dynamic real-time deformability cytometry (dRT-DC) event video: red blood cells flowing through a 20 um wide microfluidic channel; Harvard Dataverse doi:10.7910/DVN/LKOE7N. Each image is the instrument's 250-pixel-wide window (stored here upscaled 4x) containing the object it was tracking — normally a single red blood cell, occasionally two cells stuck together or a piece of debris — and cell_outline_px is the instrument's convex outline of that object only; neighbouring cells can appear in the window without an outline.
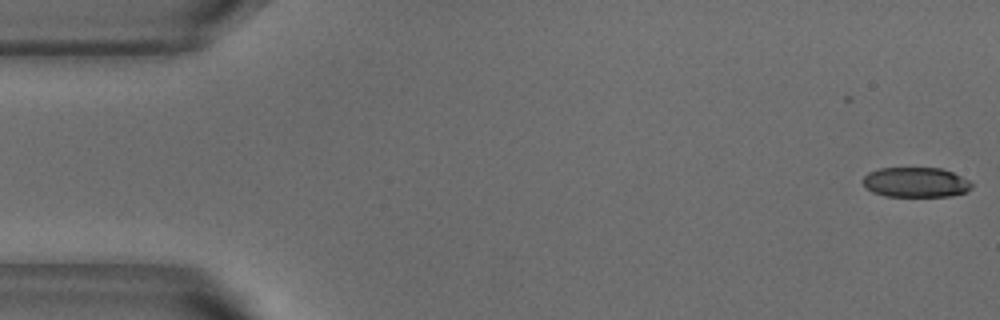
{"species": "common noctule bat (a hibernating species)", "species_latin": "Nyctalus noctula", "temperature_condition": "warm", "stored_images_in_passage": 2, "camera_frame_rate_fps": 3000, "um_per_image_px": 0.085, "animal": {"sex": "male", "body_mass_g": 18.8}, "frame": {"image": 1, "passage_image": 2, "time_ms": 0.333, "image_size_px": [1000, 320], "cell_outline_px": [[972, 188], [964, 192], [948, 196], [884, 196], [872, 192], [864, 188], [860, 180], [868, 172], [880, 168], [940, 168], [952, 172], [968, 180], [972, 184]], "centroid_in_image_um": [77.76, 15.49], "position_along_channel_um": 7.2, "area_um2": 19.07}}